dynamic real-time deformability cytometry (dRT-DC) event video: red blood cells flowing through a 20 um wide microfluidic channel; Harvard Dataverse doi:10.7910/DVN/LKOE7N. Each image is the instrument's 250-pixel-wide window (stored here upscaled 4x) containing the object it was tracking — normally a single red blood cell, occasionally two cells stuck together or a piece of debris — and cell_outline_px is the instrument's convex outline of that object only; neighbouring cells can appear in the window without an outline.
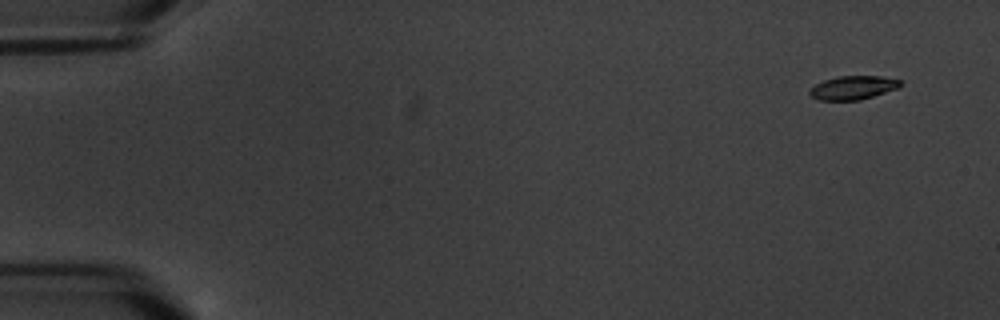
{"species": "common noctule bat (a hibernating species)", "species_latin": "Nyctalus noctula", "temperature_condition": "warm", "stored_images_in_passage": 14, "camera_frame_rate_fps": 3000, "um_per_image_px": 0.085, "animal": {"sex": "male", "body_mass_g": 20.1, "forearm_length_mm": 53.5}, "frame": {"image": 1, "passage_image": 2, "time_ms": 1.333, "image_size_px": [1000, 320], "cell_outline_px": [[900, 88], [860, 100], [820, 100], [812, 96], [808, 92], [816, 84], [824, 80], [840, 76], [880, 76], [900, 80]], "centroid_in_image_um": [72.53, 7.45], "position_along_channel_um": 12.5, "area_um2": 12.37}}
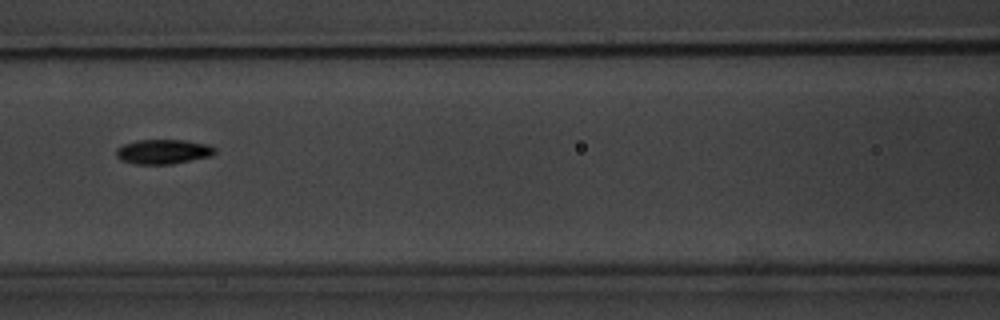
{"frame": {"image": 2, "passage_image": 9, "time_ms": 9.333, "image_size_px": [1000, 320], "cell_outline_px": [[216, 152], [212, 156], [172, 164], [136, 164], [120, 160], [116, 156], [116, 148], [124, 144], [136, 140], [188, 140], [208, 144], [216, 148]], "centroid_in_image_um": [13.89, 12.89], "position_along_channel_um": 152.7, "area_um2": 14.33}}
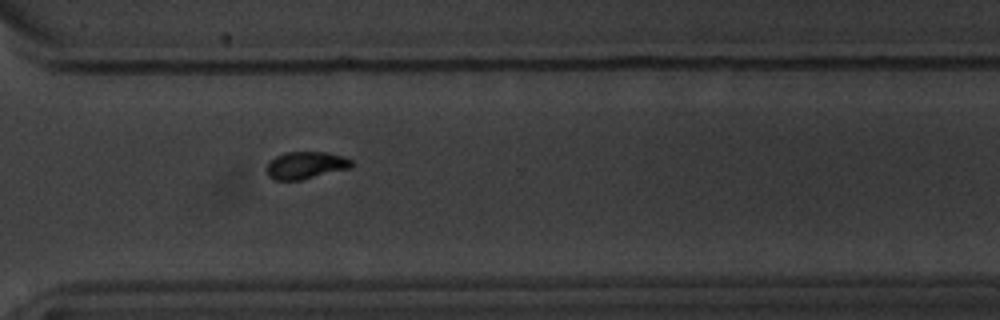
{"frame": {"image": 3, "passage_image": 14, "time_ms": 15.0, "image_size_px": [1000, 320], "cell_outline_px": [[352, 168], [300, 180], [272, 180], [268, 176], [268, 164], [276, 156], [284, 152], [324, 152], [344, 156], [352, 160]], "centroid_in_image_um": [26.02, 14.05], "position_along_channel_um": 344.6, "area_um2": 13.47}}